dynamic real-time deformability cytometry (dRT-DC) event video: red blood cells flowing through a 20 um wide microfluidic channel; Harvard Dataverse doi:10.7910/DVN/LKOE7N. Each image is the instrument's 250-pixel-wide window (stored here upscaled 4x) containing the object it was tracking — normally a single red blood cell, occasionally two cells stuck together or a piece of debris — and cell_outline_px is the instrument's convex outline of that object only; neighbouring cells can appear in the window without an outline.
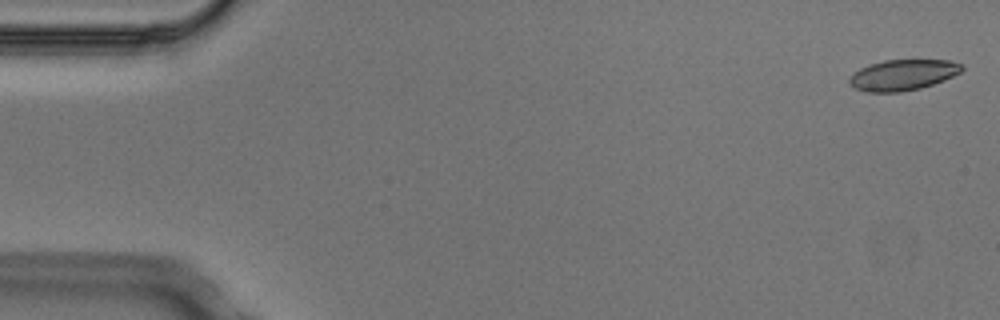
{"species": "Egyptian fruit bat (a non-hibernating species)", "species_latin": "Rousettus aegyptiacus", "temperature_condition": "cold", "stored_images_in_passage": 5, "camera_frame_rate_fps": 3000, "um_per_image_px": 0.085, "animal": {"sex": "male"}, "frame": {"image": 1, "passage_image": 1, "time_ms": 0.0, "image_size_px": [1000, 320], "cell_outline_px": [[964, 68], [960, 72], [944, 80], [920, 88], [900, 92], [868, 92], [856, 88], [848, 80], [860, 68], [884, 60], [948, 60], [964, 64]], "centroid_in_image_um": [76.79, 6.36], "position_along_channel_um": 8.2, "area_um2": 19.88}}
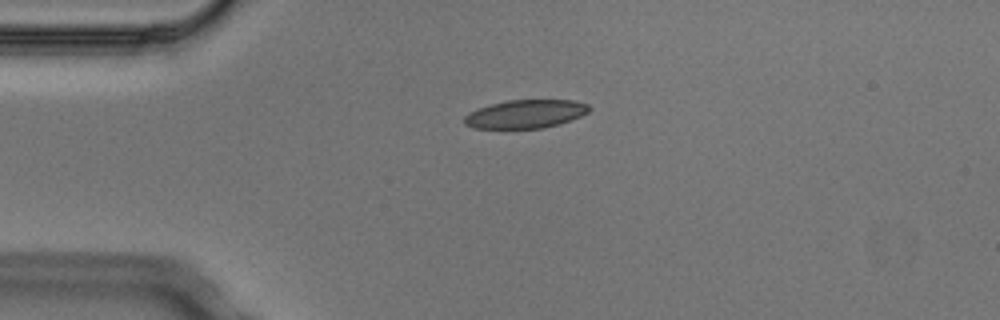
{"frame": {"image": 2, "passage_image": 4, "time_ms": 1.0, "image_size_px": [1000, 320], "cell_outline_px": [[592, 108], [588, 112], [572, 120], [544, 128], [472, 128], [464, 124], [464, 116], [468, 112], [492, 104], [508, 100], [572, 100], [588, 104]], "centroid_in_image_um": [44.68, 9.69], "position_along_channel_um": 40.3, "area_um2": 20.63}}